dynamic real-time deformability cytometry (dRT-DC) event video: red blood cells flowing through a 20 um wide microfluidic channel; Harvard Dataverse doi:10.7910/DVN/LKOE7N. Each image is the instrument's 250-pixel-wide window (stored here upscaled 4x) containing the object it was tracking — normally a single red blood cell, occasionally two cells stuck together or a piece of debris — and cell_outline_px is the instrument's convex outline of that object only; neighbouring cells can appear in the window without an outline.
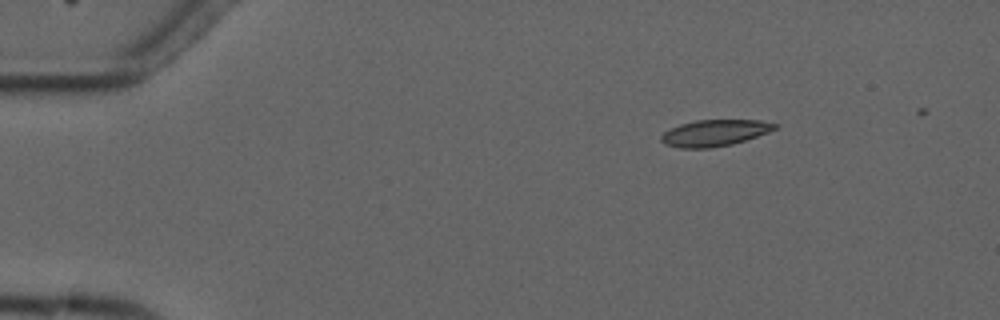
{"species": "common noctule bat (a hibernating species)", "species_latin": "Nyctalus noctula", "temperature_condition": "cold", "stored_images_in_passage": 5, "camera_frame_rate_fps": 3000, "um_per_image_px": 0.085, "animal": {"sex": "male", "forearm_length_mm": 52.5}, "frame": {"image": 1, "passage_image": 2, "time_ms": 1.0, "image_size_px": [1000, 320], "cell_outline_px": [[780, 128], [732, 144], [712, 148], [680, 148], [664, 144], [660, 140], [660, 136], [664, 132], [680, 124], [696, 120], [760, 120], [780, 124]], "centroid_in_image_um": [60.76, 11.29], "position_along_channel_um": 24.2, "area_um2": 17.57}}